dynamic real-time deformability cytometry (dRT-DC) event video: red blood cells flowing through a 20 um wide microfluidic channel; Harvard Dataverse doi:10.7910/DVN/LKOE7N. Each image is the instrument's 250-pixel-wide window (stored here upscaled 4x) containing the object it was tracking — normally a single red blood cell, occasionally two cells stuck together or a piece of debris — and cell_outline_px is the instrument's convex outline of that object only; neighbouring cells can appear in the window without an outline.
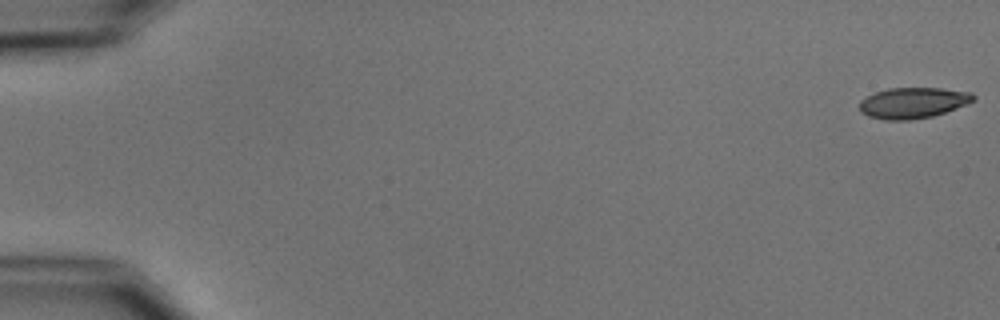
{"species": "common noctule bat (a hibernating species)", "species_latin": "Nyctalus noctula", "temperature_condition": "cold", "stored_images_in_passage": 7, "camera_frame_rate_fps": 3000, "um_per_image_px": 0.085, "animal": {"sex": "male", "body_mass_g": 15.6}, "frame": {"image": 1, "passage_image": 1, "time_ms": 0.0, "image_size_px": [1000, 320], "cell_outline_px": [[976, 100], [968, 104], [932, 116], [908, 120], [884, 120], [868, 116], [860, 112], [860, 100], [876, 92], [888, 88], [940, 88], [972, 92], [976, 96]], "centroid_in_image_um": [77.63, 8.74], "position_along_channel_um": 7.4, "area_um2": 20.52}}
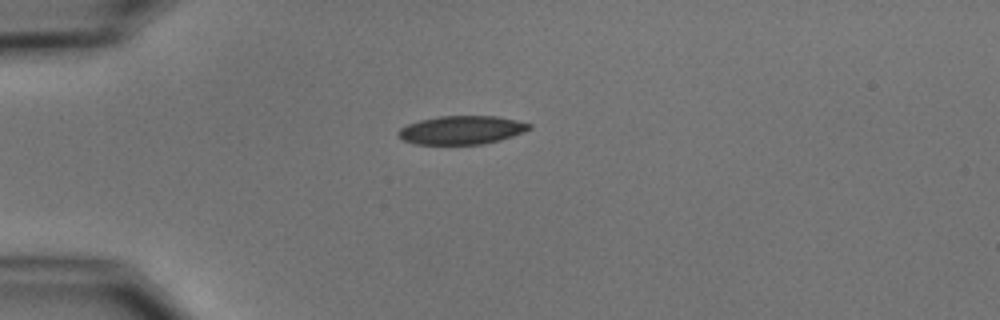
{"frame": {"image": 2, "passage_image": 5, "time_ms": 4.667, "image_size_px": [1000, 320], "cell_outline_px": [[532, 128], [524, 132], [500, 140], [484, 144], [416, 144], [404, 140], [396, 136], [396, 132], [400, 128], [408, 124], [420, 120], [440, 116], [496, 116], [516, 120], [532, 124]], "centroid_in_image_um": [39.23, 11.05], "position_along_channel_um": 45.8, "area_um2": 21.79}}